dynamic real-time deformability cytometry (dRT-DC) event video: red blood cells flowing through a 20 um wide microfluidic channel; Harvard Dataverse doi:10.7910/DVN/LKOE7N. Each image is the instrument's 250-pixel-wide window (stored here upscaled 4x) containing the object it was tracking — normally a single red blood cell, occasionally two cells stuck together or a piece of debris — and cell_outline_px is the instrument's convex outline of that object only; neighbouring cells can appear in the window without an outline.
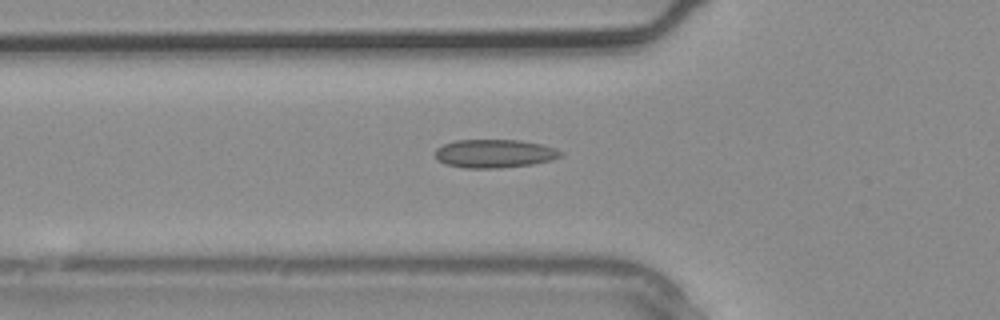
{"species": "common noctule bat (a hibernating species)", "species_latin": "Nyctalus noctula", "temperature_condition": "warm", "stored_images_in_passage": 3, "camera_frame_rate_fps": 3000, "um_per_image_px": 0.085, "animal": {"sex": "male", "body_mass_g": 20.4}, "frame": {"image": 1, "passage_image": 3, "time_ms": 0.667, "image_size_px": [1000, 320], "cell_outline_px": [[564, 152], [560, 156], [552, 160], [532, 164], [500, 168], [464, 168], [444, 164], [436, 156], [436, 148], [444, 144], [456, 140], [520, 140], [540, 144], [556, 148]], "centroid_in_image_um": [42.05, 13.05], "position_along_channel_um": 83.8, "area_um2": 20.75}}